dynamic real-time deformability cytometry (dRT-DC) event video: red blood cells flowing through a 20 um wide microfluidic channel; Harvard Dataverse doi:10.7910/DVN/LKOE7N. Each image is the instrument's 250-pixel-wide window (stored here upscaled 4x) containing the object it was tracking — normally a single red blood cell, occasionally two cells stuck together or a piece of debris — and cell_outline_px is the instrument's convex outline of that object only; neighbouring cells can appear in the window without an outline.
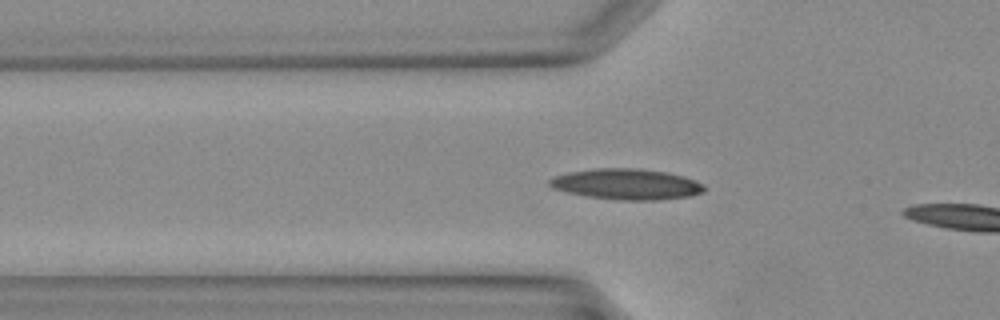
{"species": "Egyptian fruit bat (a non-hibernating species)", "species_latin": "Rousettus aegyptiacus", "temperature_condition": "warm", "stored_images_in_passage": 8, "camera_frame_rate_fps": 3000, "um_per_image_px": 0.085, "animal": {"sex": "female"}, "frame": {"image": 1, "passage_image": 6, "time_ms": 1.667, "image_size_px": [1000, 320], "cell_outline_px": [[704, 192], [688, 196], [656, 200], [620, 200], [588, 196], [568, 192], [552, 188], [548, 184], [548, 180], [556, 176], [568, 172], [596, 168], [640, 168], [668, 172], [684, 176], [696, 180], [704, 184]], "centroid_in_image_um": [53.28, 15.64], "position_along_channel_um": 72.5, "area_um2": 27.74}}